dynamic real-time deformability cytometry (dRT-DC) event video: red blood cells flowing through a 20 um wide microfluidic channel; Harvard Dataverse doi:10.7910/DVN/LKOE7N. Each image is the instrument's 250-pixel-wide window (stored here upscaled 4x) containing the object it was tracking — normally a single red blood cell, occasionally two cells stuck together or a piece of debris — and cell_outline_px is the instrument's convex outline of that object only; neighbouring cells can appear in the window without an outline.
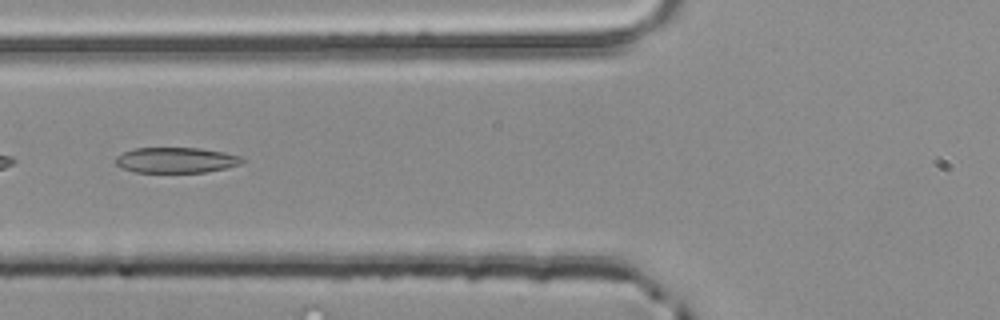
{"species": "common noctule bat (a hibernating species)", "species_latin": "Nyctalus noctula", "temperature_condition": "room temperature", "stored_images_in_passage": 5, "segment_of_instrument_passage": [2, 2], "camera_frame_rate_fps": 3000, "um_per_image_px": 0.085, "animal": {"sex": "male", "body_mass_g": 20.4}, "frame": {"image": 1, "passage_image": 5, "time_ms": 1.333, "image_size_px": [1000, 320], "cell_outline_px": [[244, 160], [240, 164], [224, 168], [204, 172], [132, 172], [116, 164], [116, 156], [132, 148], [200, 148], [224, 152], [240, 156]], "centroid_in_image_um": [14.94, 13.6], "position_along_channel_um": 110.9, "area_um2": 18.67}}